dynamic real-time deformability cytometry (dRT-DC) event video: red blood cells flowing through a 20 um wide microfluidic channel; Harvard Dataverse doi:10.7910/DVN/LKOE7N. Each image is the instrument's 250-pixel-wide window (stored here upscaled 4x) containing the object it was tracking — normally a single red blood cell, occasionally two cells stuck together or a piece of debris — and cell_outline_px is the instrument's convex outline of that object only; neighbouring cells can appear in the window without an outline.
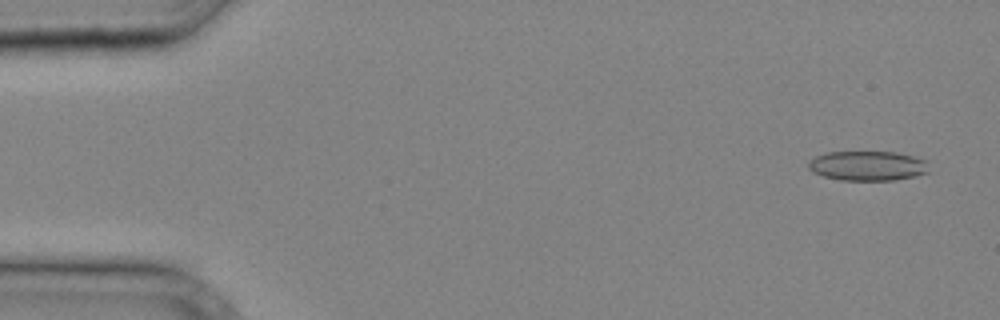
{"species": "common noctule bat (a hibernating species)", "species_latin": "Nyctalus noctula", "temperature_condition": "cold", "stored_images_in_passage": 36, "camera_frame_rate_fps": 3000, "um_per_image_px": 0.085, "animal": {"sex": "male", "body_mass_g": 20.4}, "frame": {"image": 1, "passage_image": 2, "time_ms": 0.333, "image_size_px": [1000, 320], "cell_outline_px": [[928, 172], [916, 176], [892, 180], [840, 180], [824, 176], [812, 172], [808, 168], [808, 160], [824, 152], [896, 152], [928, 160]], "centroid_in_image_um": [73.74, 14.09], "position_along_channel_um": 11.3, "area_um2": 20.98}}
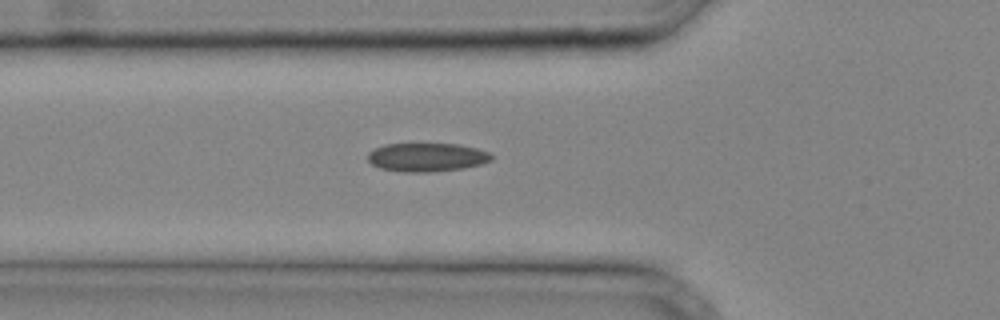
{"frame": {"image": 2, "passage_image": 13, "time_ms": 4.0, "image_size_px": [1000, 320], "cell_outline_px": [[492, 160], [480, 164], [460, 168], [424, 172], [408, 172], [380, 168], [372, 164], [368, 160], [368, 152], [384, 144], [460, 144], [476, 148], [488, 152], [492, 156]], "centroid_in_image_um": [36.26, 13.35], "position_along_channel_um": 89.5, "area_um2": 20.29}}
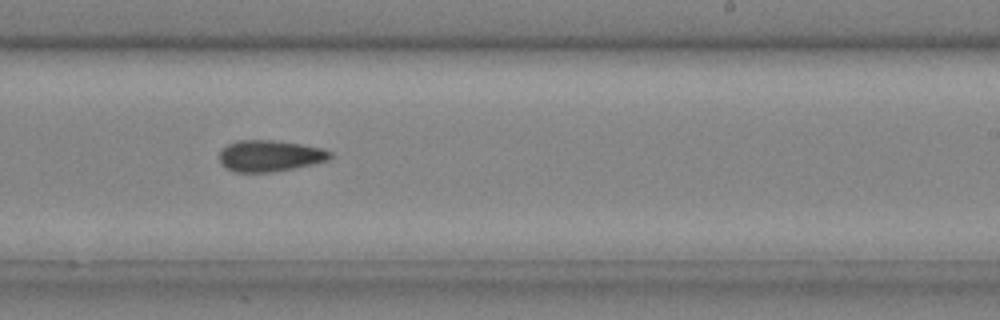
{"frame": {"image": 3, "passage_image": 23, "time_ms": 7.333, "image_size_px": [1000, 320], "cell_outline_px": [[332, 156], [328, 160], [312, 164], [292, 168], [268, 172], [236, 172], [220, 164], [220, 152], [228, 144], [240, 140], [272, 140], [300, 144], [320, 148], [332, 152]], "centroid_in_image_um": [22.93, 13.24], "position_along_channel_um": 266.1, "area_um2": 19.88}}